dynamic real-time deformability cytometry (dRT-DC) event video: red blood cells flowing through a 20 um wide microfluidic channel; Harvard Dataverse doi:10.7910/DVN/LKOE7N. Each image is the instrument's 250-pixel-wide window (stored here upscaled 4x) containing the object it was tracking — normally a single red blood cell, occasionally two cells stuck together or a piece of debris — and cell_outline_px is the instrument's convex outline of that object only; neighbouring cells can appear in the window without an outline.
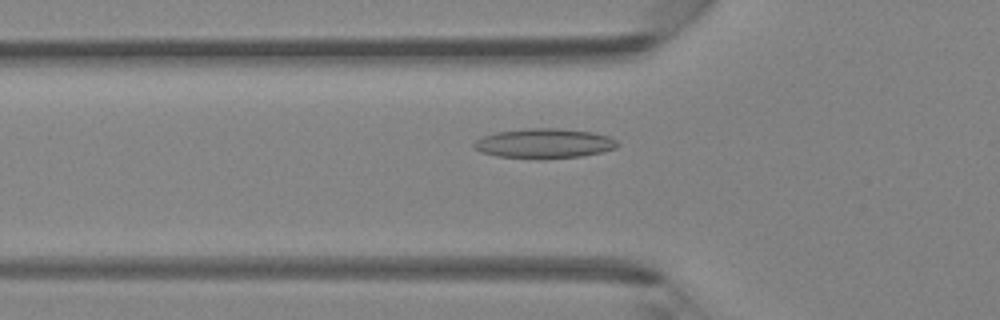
{"species": "Egyptian fruit bat (a non-hibernating species)", "species_latin": "Rousettus aegyptiacus", "temperature_condition": "room temperature", "stored_images_in_passage": 42, "camera_frame_rate_fps": 3000, "um_per_image_px": 0.085, "animal": {"sex": "female"}, "frame": {"image": 1, "passage_image": 12, "time_ms": 3.667, "image_size_px": [1000, 320], "cell_outline_px": [[620, 144], [616, 148], [600, 152], [580, 156], [544, 160], [540, 160], [496, 156], [480, 152], [472, 144], [476, 140], [484, 136], [496, 132], [524, 128], [560, 128], [592, 132], [608, 136], [616, 140]], "centroid_in_image_um": [46.25, 12.2], "position_along_channel_um": 79.6, "area_um2": 25.2}}
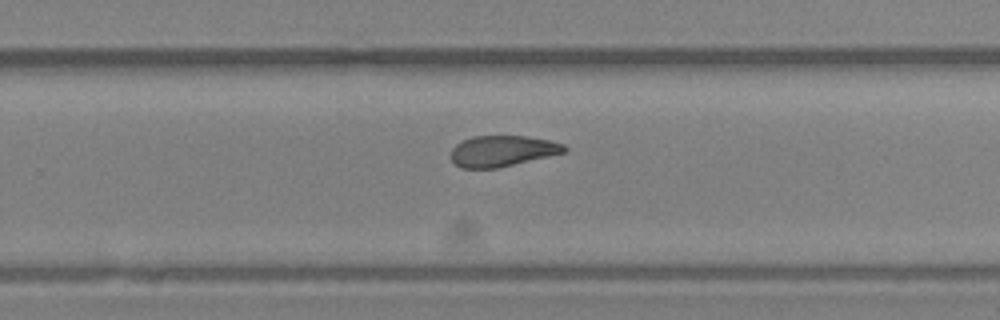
{"frame": {"image": 2, "passage_image": 26, "time_ms": 8.333, "image_size_px": [1000, 320], "cell_outline_px": [[568, 148], [564, 152], [548, 156], [496, 168], [460, 168], [452, 160], [452, 148], [456, 144], [472, 136], [524, 136], [548, 140], [564, 144]], "centroid_in_image_um": [42.68, 12.83], "position_along_channel_um": 287.1, "area_um2": 20.11}}
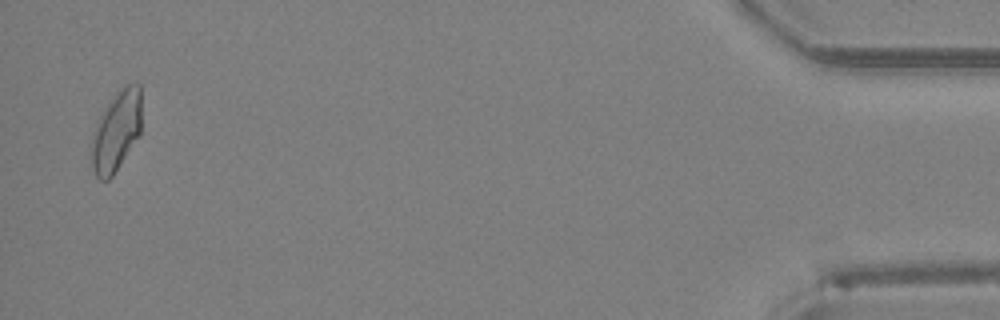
{"frame": {"image": 3, "passage_image": 41, "time_ms": 13.333, "image_size_px": [1000, 320], "cell_outline_px": [[140, 136], [112, 176], [108, 180], [100, 180], [96, 176], [92, 168], [88, 152], [88, 144], [92, 132], [104, 108], [116, 92], [124, 84], [140, 84]], "centroid_in_image_um": [9.83, 11.19], "position_along_channel_um": 425.4, "area_um2": 23.99}}